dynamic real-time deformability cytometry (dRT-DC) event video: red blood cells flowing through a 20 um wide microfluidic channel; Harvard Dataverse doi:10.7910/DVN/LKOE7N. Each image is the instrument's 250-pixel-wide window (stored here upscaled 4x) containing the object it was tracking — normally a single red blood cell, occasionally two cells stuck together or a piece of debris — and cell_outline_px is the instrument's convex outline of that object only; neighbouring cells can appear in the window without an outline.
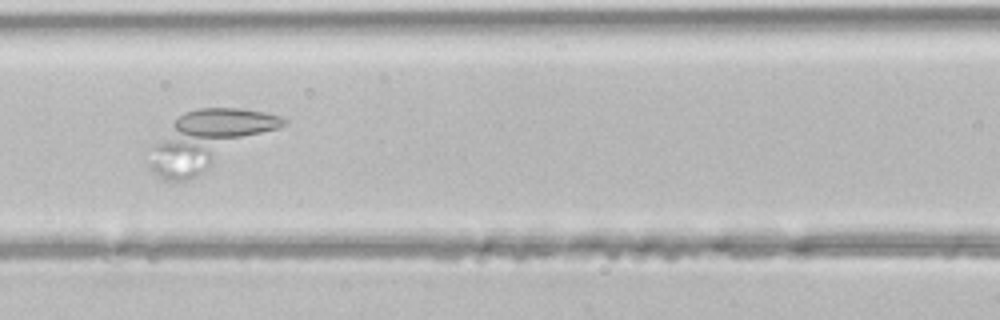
{"species": "common noctule bat (a hibernating species)", "species_latin": "Nyctalus noctula", "temperature_condition": "room temperature", "stored_images_in_passage": 47, "segment_of_instrument_passage": [2, 3], "camera_frame_rate_fps": 3000, "um_per_image_px": 0.085, "animal": {"sex": "male", "body_mass_g": 21.5, "forearm_length_mm": 52.0}, "frame": {"image": 1, "passage_image": 18, "time_ms": 5.667, "image_size_px": [1000, 320], "cell_outline_px": [[288, 124], [204, 172], [188, 180], [168, 184], [152, 176], [148, 164], [152, 144], [184, 112], [200, 108], [240, 108], [264, 112], [280, 116], [288, 120]], "centroid_in_image_um": [17.64, 11.95], "position_along_channel_um": 149.0, "area_um2": 45.14}}
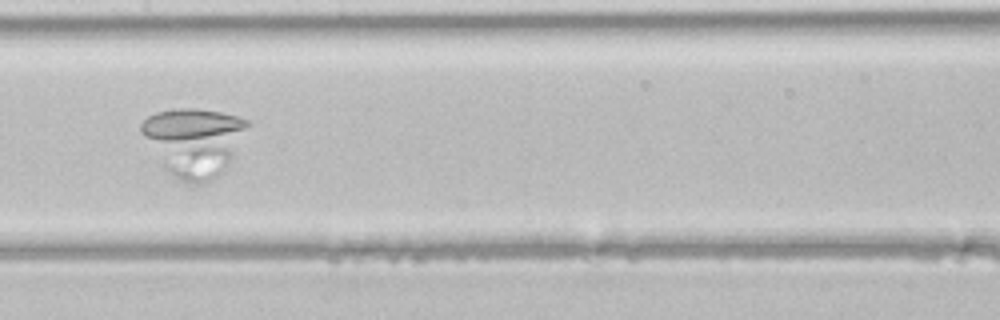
{"frame": {"image": 2, "passage_image": 21, "time_ms": 6.667, "image_size_px": [1000, 320], "cell_outline_px": [[248, 124], [232, 156], [224, 168], [212, 180], [204, 184], [188, 184], [172, 176], [164, 168], [140, 132], [140, 124], [148, 116], [156, 112], [180, 108], [196, 108], [220, 112], [240, 116], [248, 120]], "centroid_in_image_um": [16.43, 12.03], "position_along_channel_um": 191.0, "area_um2": 41.73}}